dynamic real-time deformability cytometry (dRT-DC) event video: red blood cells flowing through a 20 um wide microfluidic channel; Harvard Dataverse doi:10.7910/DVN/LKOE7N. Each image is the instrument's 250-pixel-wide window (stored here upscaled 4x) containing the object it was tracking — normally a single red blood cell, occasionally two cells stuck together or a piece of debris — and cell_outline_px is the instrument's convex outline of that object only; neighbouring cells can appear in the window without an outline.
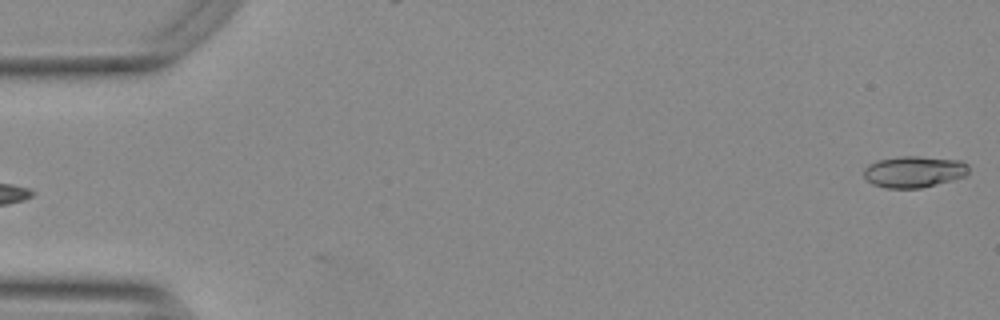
{"species": "Egyptian fruit bat (a non-hibernating species)", "species_latin": "Rousettus aegyptiacus", "temperature_condition": "warm", "stored_images_in_passage": 2, "camera_frame_rate_fps": 3000, "um_per_image_px": 0.085, "animal": {"sex": "female"}, "frame": {"image": 1, "passage_image": 2, "time_ms": 0.333, "image_size_px": [1000, 320], "cell_outline_px": [[968, 172], [964, 176], [952, 180], [920, 188], [884, 188], [872, 184], [864, 176], [864, 168], [868, 164], [876, 160], [900, 156], [920, 156], [960, 160], [968, 164]], "centroid_in_image_um": [77.66, 14.59], "position_along_channel_um": 7.3, "area_um2": 19.31}}